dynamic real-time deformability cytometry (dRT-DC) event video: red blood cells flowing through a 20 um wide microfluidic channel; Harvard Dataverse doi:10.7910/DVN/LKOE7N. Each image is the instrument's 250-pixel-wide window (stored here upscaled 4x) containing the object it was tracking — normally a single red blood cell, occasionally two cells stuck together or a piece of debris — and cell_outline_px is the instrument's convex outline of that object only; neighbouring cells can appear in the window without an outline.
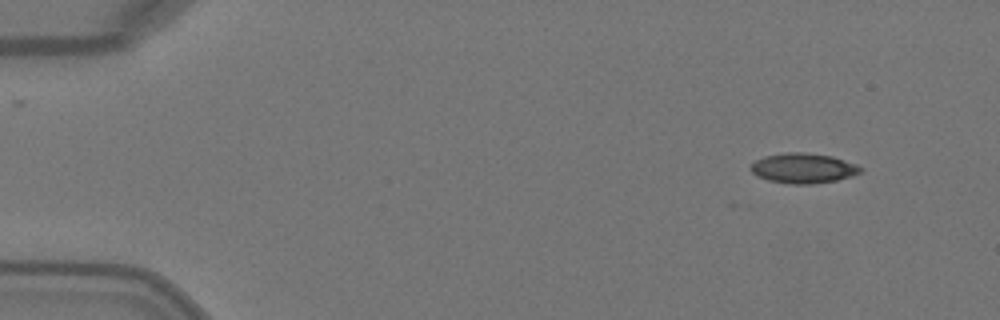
{"species": "Egyptian fruit bat (a non-hibernating species)", "species_latin": "Rousettus aegyptiacus", "temperature_condition": "warm", "stored_images_in_passage": 7, "camera_frame_rate_fps": 3000, "um_per_image_px": 0.085, "animal": {"sex": "female"}, "frame": {"image": 1, "passage_image": 1, "time_ms": 0.0, "image_size_px": [1000, 320], "cell_outline_px": [[864, 168], [860, 172], [852, 176], [836, 180], [812, 184], [792, 184], [768, 180], [756, 176], [748, 168], [756, 160], [764, 156], [788, 152], [804, 152], [832, 156], [856, 164]], "centroid_in_image_um": [68.27, 14.29], "position_along_channel_um": 16.7, "area_um2": 19.25}}
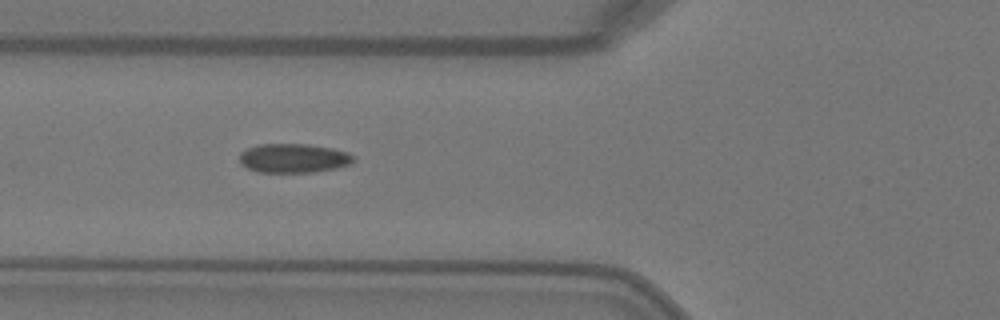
{"frame": {"image": 2, "passage_image": 5, "time_ms": 1.333, "image_size_px": [1000, 320], "cell_outline_px": [[356, 160], [352, 164], [336, 168], [312, 172], [256, 172], [240, 164], [240, 152], [248, 148], [260, 144], [308, 144], [332, 148], [348, 152], [356, 156]], "centroid_in_image_um": [24.99, 13.44], "position_along_channel_um": 100.8, "area_um2": 19.54}}
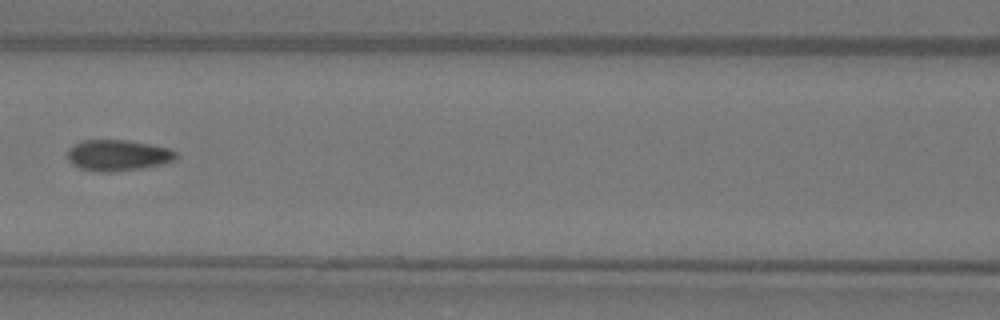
{"frame": {"image": 3, "passage_image": 6, "time_ms": 1.667, "image_size_px": [1000, 320], "cell_outline_px": [[176, 156], [172, 160], [164, 164], [140, 168], [108, 172], [96, 172], [80, 168], [72, 164], [68, 160], [68, 148], [72, 144], [84, 140], [128, 140], [168, 148], [176, 152]], "centroid_in_image_um": [9.96, 13.2], "position_along_channel_um": 156.6, "area_um2": 19.54}}